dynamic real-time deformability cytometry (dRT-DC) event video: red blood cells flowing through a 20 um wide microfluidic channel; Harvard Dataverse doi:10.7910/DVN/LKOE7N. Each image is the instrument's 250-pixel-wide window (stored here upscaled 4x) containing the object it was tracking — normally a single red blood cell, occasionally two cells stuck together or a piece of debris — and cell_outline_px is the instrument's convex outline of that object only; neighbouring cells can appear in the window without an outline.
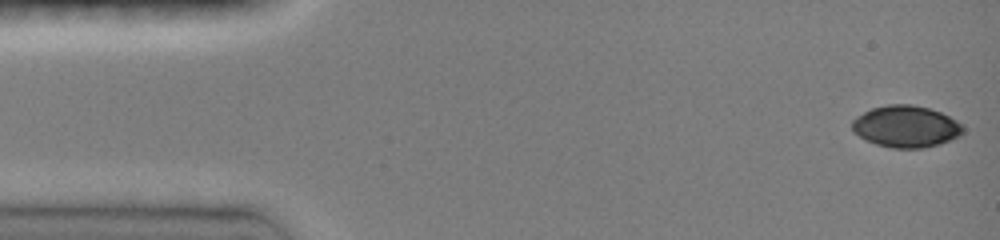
{"species": "common noctule bat (a hibernating species)", "species_latin": "Nyctalus noctula", "temperature_condition": "room temperature", "stored_images_in_passage": 19, "camera_frame_rate_fps": 3000, "um_per_image_px": 0.085, "animal": {"sex": "female", "body_mass_g": 19.0, "forearm_length_mm": 51.5}, "frame": {"image": 1, "passage_image": 1, "time_ms": 0.0, "image_size_px": [1000, 240], "cell_outline_px": [[964, 132], [960, 136], [924, 148], [892, 148], [876, 144], [860, 136], [852, 128], [852, 120], [856, 116], [872, 108], [888, 104], [912, 104], [928, 108], [940, 112], [956, 120], [964, 128]], "centroid_in_image_um": [77.0, 10.74], "position_along_channel_um": 8.0, "area_um2": 26.7}}
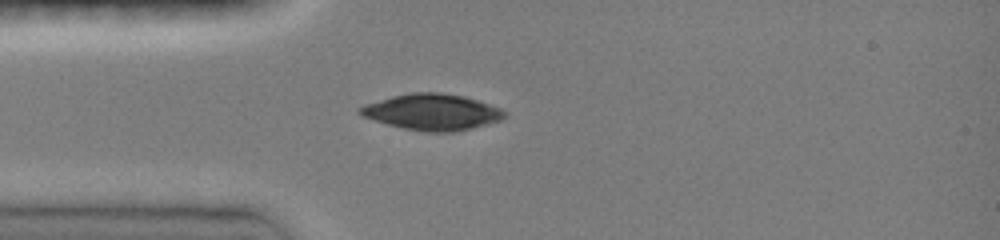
{"frame": {"image": 2, "passage_image": 12, "time_ms": 3.667, "image_size_px": [1000, 240], "cell_outline_px": [[508, 116], [500, 120], [472, 128], [452, 132], [428, 132], [404, 128], [388, 124], [364, 116], [356, 112], [356, 108], [364, 104], [392, 96], [412, 92], [440, 92], [464, 96], [500, 108], [508, 112]], "centroid_in_image_um": [36.73, 9.51], "position_along_channel_um": 48.3, "area_um2": 30.35}}
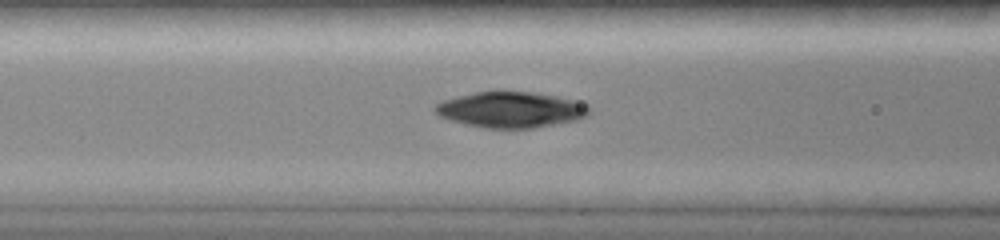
{"frame": {"image": 3, "passage_image": 18, "time_ms": 5.667, "image_size_px": [1000, 240], "cell_outline_px": [[592, 112], [588, 116], [576, 120], [532, 128], [484, 128], [452, 120], [440, 116], [432, 108], [436, 104], [444, 100], [456, 96], [476, 92], [532, 92], [556, 96], [576, 100], [588, 104], [592, 108]], "centroid_in_image_um": [43.48, 9.32], "position_along_channel_um": 123.1, "area_um2": 32.08}}